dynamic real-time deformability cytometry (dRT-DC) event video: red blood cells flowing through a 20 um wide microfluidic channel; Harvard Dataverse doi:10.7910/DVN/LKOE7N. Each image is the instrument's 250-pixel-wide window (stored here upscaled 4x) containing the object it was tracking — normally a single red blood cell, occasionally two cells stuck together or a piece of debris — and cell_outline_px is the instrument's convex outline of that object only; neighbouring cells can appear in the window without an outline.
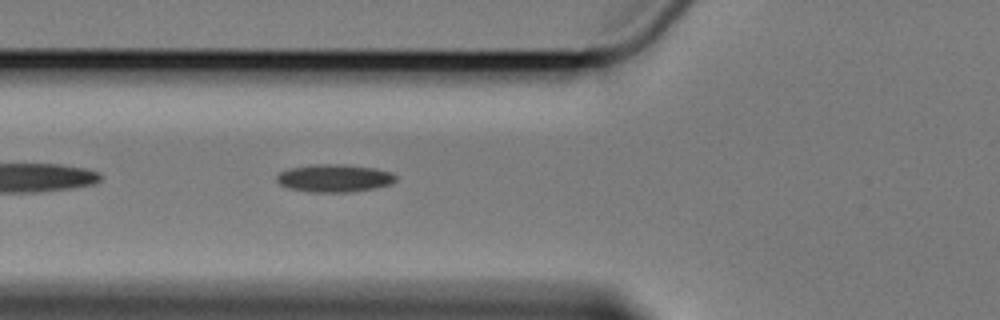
{"species": "Egyptian fruit bat (a non-hibernating species)", "species_latin": "Rousettus aegyptiacus", "temperature_condition": "cold", "stored_images_in_passage": 7, "camera_frame_rate_fps": 3000, "um_per_image_px": 0.085, "animal": {"sex": "female"}, "frame": {"image": 1, "passage_image": 7, "time_ms": 8.0, "image_size_px": [1000, 320], "cell_outline_px": [[396, 180], [392, 184], [352, 192], [308, 192], [288, 188], [280, 184], [276, 180], [276, 176], [280, 172], [292, 168], [316, 164], [328, 164], [372, 168], [392, 172], [396, 176]], "centroid_in_image_um": [28.4, 15.16], "position_along_channel_um": 97.4, "area_um2": 18.96}}